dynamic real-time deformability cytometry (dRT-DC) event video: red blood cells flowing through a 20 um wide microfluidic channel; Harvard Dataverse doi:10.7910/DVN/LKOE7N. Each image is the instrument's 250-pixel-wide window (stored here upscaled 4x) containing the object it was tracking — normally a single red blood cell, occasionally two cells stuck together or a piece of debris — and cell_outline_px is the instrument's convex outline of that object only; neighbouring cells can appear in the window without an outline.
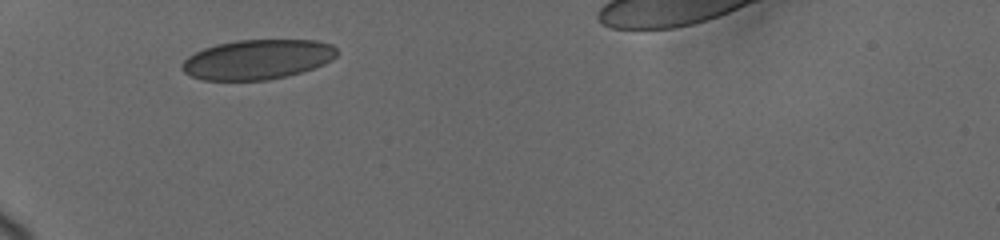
{"species": "human", "species_latin": "Homo sapiens", "temperature_condition": "cold", "stored_images_in_passage": 42, "camera_frame_rate_fps": 3000, "um_per_image_px": 0.085, "donor": {"sex": "female"}, "frame": {"image": 1, "passage_image": 1, "time_ms": 0.0, "image_size_px": [1000, 240], "cell_outline_px": [[336, 56], [332, 60], [324, 64], [288, 76], [268, 80], [204, 80], [192, 76], [184, 72], [180, 68], [180, 64], [188, 56], [204, 48], [216, 44], [236, 40], [316, 40], [332, 44], [336, 48]], "centroid_in_image_um": [21.87, 5.05], "position_along_channel_um": 63.1, "area_um2": 35.95}}
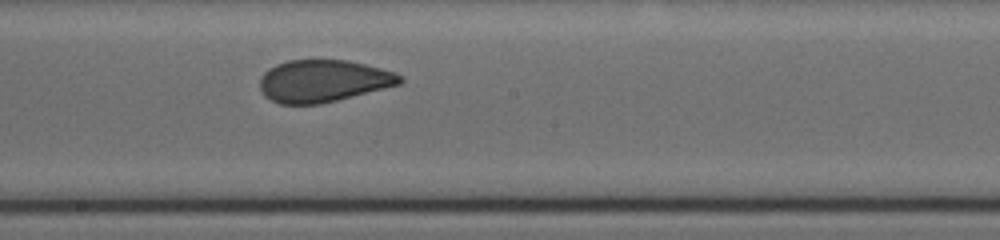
{"frame": {"image": 2, "passage_image": 26, "time_ms": 4.667, "image_size_px": [1000, 240], "cell_outline_px": [[404, 80], [400, 84], [320, 104], [280, 104], [264, 96], [260, 88], [260, 76], [268, 68], [276, 64], [288, 60], [348, 60], [396, 72], [404, 76]], "centroid_in_image_um": [27.46, 6.87], "position_along_channel_um": 220.7, "area_um2": 34.45}}
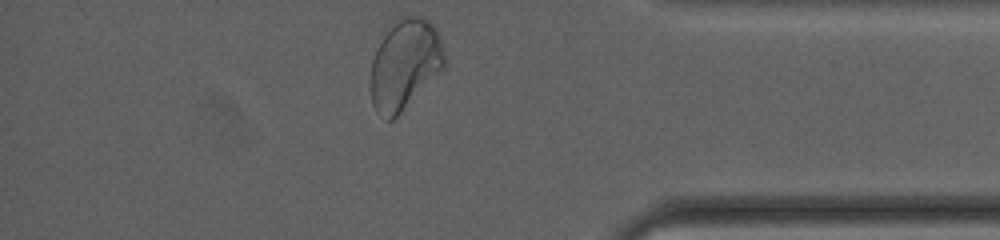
{"frame": {"image": 3, "passage_image": 42, "time_ms": 10.0, "image_size_px": [1000, 240], "cell_outline_px": [[444, 68], [392, 120], [388, 120], [376, 112], [372, 104], [368, 88], [372, 60], [380, 32], [396, 16], [424, 16], [436, 28], [440, 36], [444, 52]], "centroid_in_image_um": [34.34, 5.4], "position_along_channel_um": 400.9, "area_um2": 39.82}}